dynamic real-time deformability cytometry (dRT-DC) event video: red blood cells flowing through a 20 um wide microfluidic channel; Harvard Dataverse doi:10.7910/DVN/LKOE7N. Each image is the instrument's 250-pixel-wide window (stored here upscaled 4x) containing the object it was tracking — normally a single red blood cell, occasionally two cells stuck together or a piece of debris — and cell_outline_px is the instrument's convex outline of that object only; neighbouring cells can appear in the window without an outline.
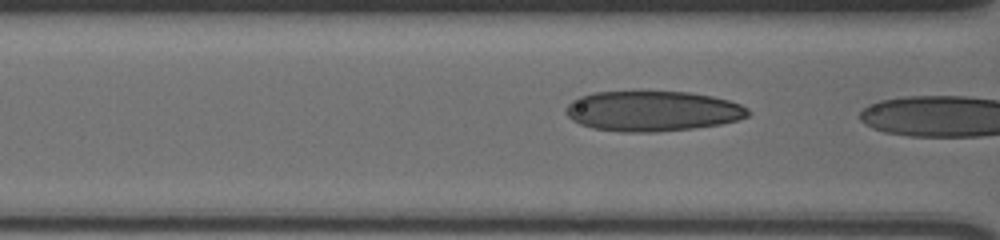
{"species": "human", "species_latin": "Homo sapiens", "temperature_condition": "cold", "stored_images_in_passage": 8, "camera_frame_rate_fps": 3000, "um_per_image_px": 0.085, "donor": {"sex": "male"}, "frame": {"image": 1, "passage_image": 7, "time_ms": 2.0, "image_size_px": [1000, 240], "cell_outline_px": [[748, 116], [736, 120], [720, 124], [692, 128], [656, 132], [620, 132], [592, 128], [580, 124], [572, 120], [564, 112], [564, 108], [572, 100], [580, 96], [592, 92], [688, 92], [712, 96], [728, 100], [740, 104], [748, 108]], "centroid_in_image_um": [55.41, 9.44], "position_along_channel_um": 111.2, "area_um2": 42.71}}